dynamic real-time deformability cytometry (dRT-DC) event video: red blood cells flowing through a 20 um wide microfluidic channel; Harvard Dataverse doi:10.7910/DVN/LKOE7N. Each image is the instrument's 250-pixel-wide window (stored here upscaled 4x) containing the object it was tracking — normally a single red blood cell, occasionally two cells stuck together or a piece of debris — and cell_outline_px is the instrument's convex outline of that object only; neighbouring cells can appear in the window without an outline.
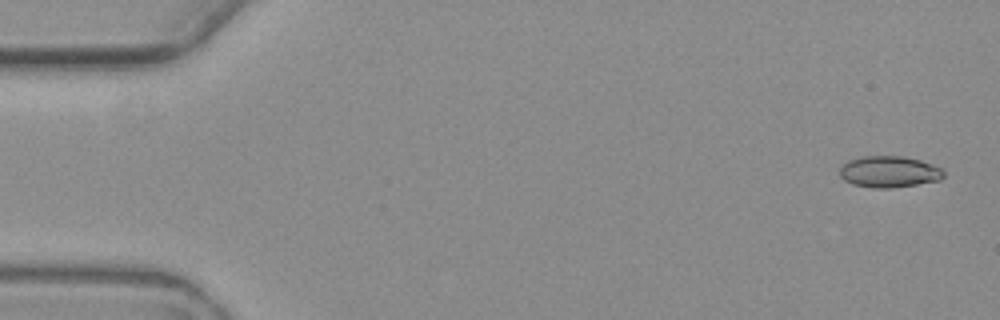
{"species": "common noctule bat (a hibernating species)", "species_latin": "Nyctalus noctula", "temperature_condition": "warm", "stored_images_in_passage": 5, "camera_frame_rate_fps": 3000, "um_per_image_px": 0.085, "animal": {"sex": "female", "body_mass_g": 19.3, "forearm_length_mm": 54.1}, "frame": {"image": 1, "passage_image": 1, "time_ms": 0.0, "image_size_px": [1000, 320], "cell_outline_px": [[944, 176], [940, 180], [892, 188], [872, 188], [852, 184], [844, 180], [840, 176], [840, 168], [848, 160], [864, 156], [900, 156], [920, 160], [940, 168], [944, 172]], "centroid_in_image_um": [75.55, 14.6], "position_along_channel_um": 9.5, "area_um2": 18.9}}
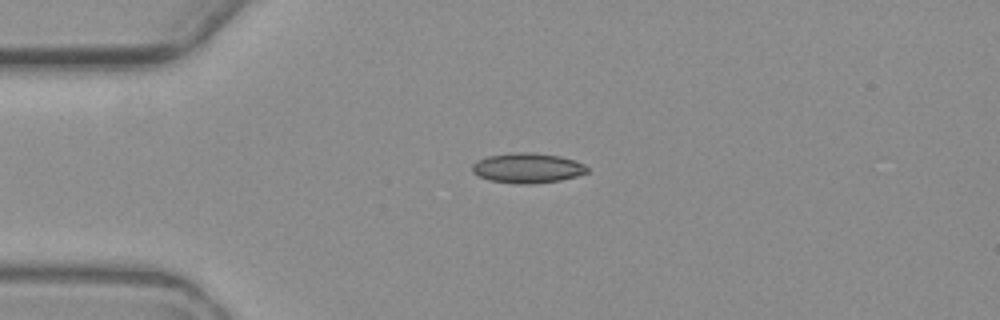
{"frame": {"image": 2, "passage_image": 4, "time_ms": 4.0, "image_size_px": [1000, 320], "cell_outline_px": [[588, 172], [576, 176], [560, 180], [536, 184], [512, 184], [488, 180], [472, 172], [472, 164], [476, 160], [488, 156], [520, 152], [528, 152], [560, 156], [576, 160], [584, 164], [588, 168]], "centroid_in_image_um": [44.83, 14.29], "position_along_channel_um": 40.2, "area_um2": 20.23}}